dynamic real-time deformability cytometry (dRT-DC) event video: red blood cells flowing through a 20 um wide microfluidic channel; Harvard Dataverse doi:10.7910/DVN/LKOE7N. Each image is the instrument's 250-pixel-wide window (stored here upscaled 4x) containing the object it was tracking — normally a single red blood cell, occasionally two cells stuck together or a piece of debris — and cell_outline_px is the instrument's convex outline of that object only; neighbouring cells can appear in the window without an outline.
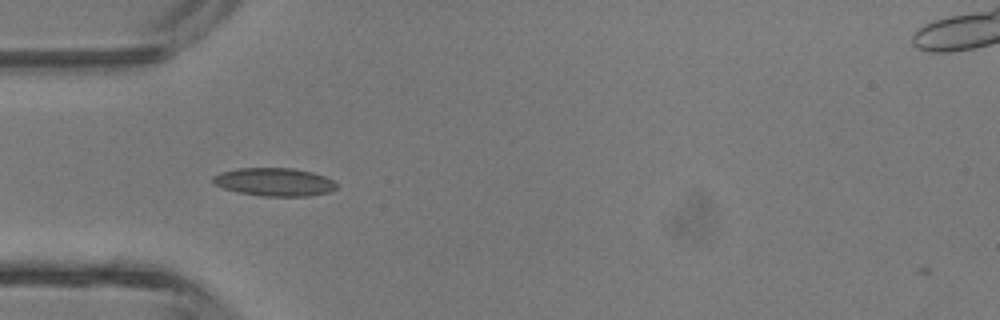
{"species": "common noctule bat (a hibernating species)", "species_latin": "Nyctalus noctula", "temperature_condition": "room temperature", "stored_images_in_passage": 32, "camera_frame_rate_fps": 3000, "um_per_image_px": 0.085, "animal": {"sex": "male", "body_mass_g": 13.3}, "frame": {"image": 1, "passage_image": 2, "time_ms": 0.333, "image_size_px": [1000, 320], "cell_outline_px": [[336, 188], [332, 192], [308, 196], [260, 196], [240, 192], [224, 188], [216, 184], [212, 180], [212, 176], [220, 172], [240, 168], [292, 168], [312, 172], [324, 176], [332, 180], [336, 184]], "centroid_in_image_um": [23.34, 15.47], "position_along_channel_um": 61.7, "area_um2": 20.17}}
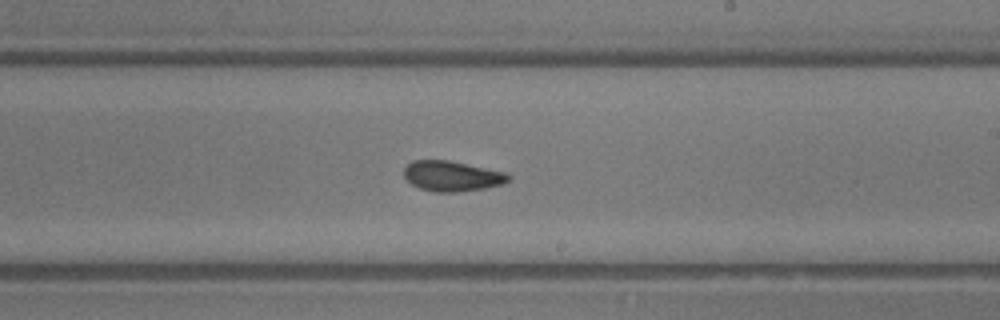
{"frame": {"image": 2, "passage_image": 14, "time_ms": 4.333, "image_size_px": [1000, 320], "cell_outline_px": [[512, 176], [504, 184], [484, 188], [456, 192], [436, 192], [420, 188], [412, 184], [404, 176], [404, 168], [412, 160], [448, 160], [508, 172]], "centroid_in_image_um": [38.45, 14.96], "position_along_channel_um": 250.5, "area_um2": 18.5}}
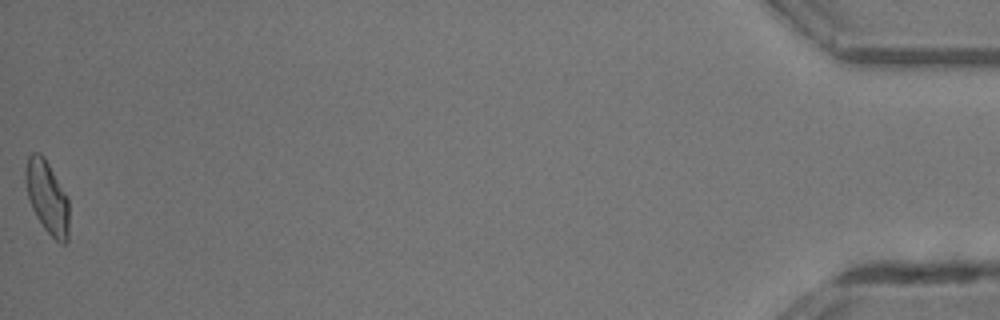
{"frame": {"image": 3, "passage_image": 32, "time_ms": 10.333, "image_size_px": [1000, 320], "cell_outline_px": [[68, 240], [64, 244], [60, 244], [44, 228], [36, 216], [32, 208], [28, 196], [24, 176], [24, 172], [28, 156], [32, 152], [40, 152], [44, 156], [68, 196]], "centroid_in_image_um": [4.01, 16.73], "position_along_channel_um": 431.2, "area_um2": 18.55}, "authors_computed_cell_mechanics": {"area_um2": 18.1492, "velocity_mm_per_s": 4.7646, "shape_relaxation_time_tau1_ms": null, "shape_relaxation_time_tau2_ms": 2.7645, "deformation_change_tau1": null, "deformation_change_tau2": 0.0856}}